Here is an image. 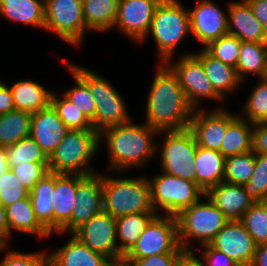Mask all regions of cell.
<instances>
[{
	"instance_id": "1",
	"label": "cell",
	"mask_w": 267,
	"mask_h": 266,
	"mask_svg": "<svg viewBox=\"0 0 267 266\" xmlns=\"http://www.w3.org/2000/svg\"><path fill=\"white\" fill-rule=\"evenodd\" d=\"M147 96L146 123L158 131L189 128L193 108L188 104L177 76L165 64H157Z\"/></svg>"
},
{
	"instance_id": "46",
	"label": "cell",
	"mask_w": 267,
	"mask_h": 266,
	"mask_svg": "<svg viewBox=\"0 0 267 266\" xmlns=\"http://www.w3.org/2000/svg\"><path fill=\"white\" fill-rule=\"evenodd\" d=\"M5 253L0 266H51L49 254L45 250L34 253L7 250Z\"/></svg>"
},
{
	"instance_id": "48",
	"label": "cell",
	"mask_w": 267,
	"mask_h": 266,
	"mask_svg": "<svg viewBox=\"0 0 267 266\" xmlns=\"http://www.w3.org/2000/svg\"><path fill=\"white\" fill-rule=\"evenodd\" d=\"M252 150L255 154L267 155V126L263 123L253 125Z\"/></svg>"
},
{
	"instance_id": "52",
	"label": "cell",
	"mask_w": 267,
	"mask_h": 266,
	"mask_svg": "<svg viewBox=\"0 0 267 266\" xmlns=\"http://www.w3.org/2000/svg\"><path fill=\"white\" fill-rule=\"evenodd\" d=\"M0 237L9 245V228L5 206L0 202Z\"/></svg>"
},
{
	"instance_id": "32",
	"label": "cell",
	"mask_w": 267,
	"mask_h": 266,
	"mask_svg": "<svg viewBox=\"0 0 267 266\" xmlns=\"http://www.w3.org/2000/svg\"><path fill=\"white\" fill-rule=\"evenodd\" d=\"M156 215V212H143L116 218L117 242H120L118 249L123 256L138 241L146 226Z\"/></svg>"
},
{
	"instance_id": "18",
	"label": "cell",
	"mask_w": 267,
	"mask_h": 266,
	"mask_svg": "<svg viewBox=\"0 0 267 266\" xmlns=\"http://www.w3.org/2000/svg\"><path fill=\"white\" fill-rule=\"evenodd\" d=\"M210 245L225 253L239 266H250L257 244L239 220H229Z\"/></svg>"
},
{
	"instance_id": "21",
	"label": "cell",
	"mask_w": 267,
	"mask_h": 266,
	"mask_svg": "<svg viewBox=\"0 0 267 266\" xmlns=\"http://www.w3.org/2000/svg\"><path fill=\"white\" fill-rule=\"evenodd\" d=\"M210 201L228 220H240L255 203L245 192L243 185L223 181L205 192Z\"/></svg>"
},
{
	"instance_id": "50",
	"label": "cell",
	"mask_w": 267,
	"mask_h": 266,
	"mask_svg": "<svg viewBox=\"0 0 267 266\" xmlns=\"http://www.w3.org/2000/svg\"><path fill=\"white\" fill-rule=\"evenodd\" d=\"M253 10L254 16L260 20L263 28L267 32V1L246 0Z\"/></svg>"
},
{
	"instance_id": "39",
	"label": "cell",
	"mask_w": 267,
	"mask_h": 266,
	"mask_svg": "<svg viewBox=\"0 0 267 266\" xmlns=\"http://www.w3.org/2000/svg\"><path fill=\"white\" fill-rule=\"evenodd\" d=\"M243 108L244 115L239 114L241 117L252 124L263 123L267 118V82L259 78Z\"/></svg>"
},
{
	"instance_id": "2",
	"label": "cell",
	"mask_w": 267,
	"mask_h": 266,
	"mask_svg": "<svg viewBox=\"0 0 267 266\" xmlns=\"http://www.w3.org/2000/svg\"><path fill=\"white\" fill-rule=\"evenodd\" d=\"M158 133L146 123L137 124L134 120L104 129L99 133V141L100 147L104 141L108 151L106 172L122 173L132 167L137 169L146 166L157 153L158 142L154 140Z\"/></svg>"
},
{
	"instance_id": "17",
	"label": "cell",
	"mask_w": 267,
	"mask_h": 266,
	"mask_svg": "<svg viewBox=\"0 0 267 266\" xmlns=\"http://www.w3.org/2000/svg\"><path fill=\"white\" fill-rule=\"evenodd\" d=\"M194 109L189 129L194 134L197 146L220 152L221 143L229 126V111L220 106L205 111Z\"/></svg>"
},
{
	"instance_id": "44",
	"label": "cell",
	"mask_w": 267,
	"mask_h": 266,
	"mask_svg": "<svg viewBox=\"0 0 267 266\" xmlns=\"http://www.w3.org/2000/svg\"><path fill=\"white\" fill-rule=\"evenodd\" d=\"M188 253H164L145 258H123L120 266H181Z\"/></svg>"
},
{
	"instance_id": "36",
	"label": "cell",
	"mask_w": 267,
	"mask_h": 266,
	"mask_svg": "<svg viewBox=\"0 0 267 266\" xmlns=\"http://www.w3.org/2000/svg\"><path fill=\"white\" fill-rule=\"evenodd\" d=\"M255 171V153L253 150L225 158L224 181L244 185L250 181Z\"/></svg>"
},
{
	"instance_id": "4",
	"label": "cell",
	"mask_w": 267,
	"mask_h": 266,
	"mask_svg": "<svg viewBox=\"0 0 267 266\" xmlns=\"http://www.w3.org/2000/svg\"><path fill=\"white\" fill-rule=\"evenodd\" d=\"M99 140L95 130H69L48 157L49 172L83 176L97 173L89 164L100 150Z\"/></svg>"
},
{
	"instance_id": "22",
	"label": "cell",
	"mask_w": 267,
	"mask_h": 266,
	"mask_svg": "<svg viewBox=\"0 0 267 266\" xmlns=\"http://www.w3.org/2000/svg\"><path fill=\"white\" fill-rule=\"evenodd\" d=\"M77 174L55 173L53 192V234L59 232L71 219L76 202Z\"/></svg>"
},
{
	"instance_id": "33",
	"label": "cell",
	"mask_w": 267,
	"mask_h": 266,
	"mask_svg": "<svg viewBox=\"0 0 267 266\" xmlns=\"http://www.w3.org/2000/svg\"><path fill=\"white\" fill-rule=\"evenodd\" d=\"M267 60V42H243L241 41L236 72L241 82L245 81V75L262 77Z\"/></svg>"
},
{
	"instance_id": "37",
	"label": "cell",
	"mask_w": 267,
	"mask_h": 266,
	"mask_svg": "<svg viewBox=\"0 0 267 266\" xmlns=\"http://www.w3.org/2000/svg\"><path fill=\"white\" fill-rule=\"evenodd\" d=\"M6 154L9 169L17 167L24 162L48 163V156L31 136L6 147Z\"/></svg>"
},
{
	"instance_id": "35",
	"label": "cell",
	"mask_w": 267,
	"mask_h": 266,
	"mask_svg": "<svg viewBox=\"0 0 267 266\" xmlns=\"http://www.w3.org/2000/svg\"><path fill=\"white\" fill-rule=\"evenodd\" d=\"M51 105L69 130H94L87 116L62 93L57 94L53 91Z\"/></svg>"
},
{
	"instance_id": "23",
	"label": "cell",
	"mask_w": 267,
	"mask_h": 266,
	"mask_svg": "<svg viewBox=\"0 0 267 266\" xmlns=\"http://www.w3.org/2000/svg\"><path fill=\"white\" fill-rule=\"evenodd\" d=\"M70 235L71 239L65 245L49 253L51 266H115L107 257Z\"/></svg>"
},
{
	"instance_id": "55",
	"label": "cell",
	"mask_w": 267,
	"mask_h": 266,
	"mask_svg": "<svg viewBox=\"0 0 267 266\" xmlns=\"http://www.w3.org/2000/svg\"><path fill=\"white\" fill-rule=\"evenodd\" d=\"M8 246H10V244L8 245L1 237H0V252L1 251H5L7 250Z\"/></svg>"
},
{
	"instance_id": "47",
	"label": "cell",
	"mask_w": 267,
	"mask_h": 266,
	"mask_svg": "<svg viewBox=\"0 0 267 266\" xmlns=\"http://www.w3.org/2000/svg\"><path fill=\"white\" fill-rule=\"evenodd\" d=\"M198 250H200V252H202L201 256L195 254V251H194L190 255V257L199 266H239L229 256H227L225 253L213 248L210 244L202 245L198 248Z\"/></svg>"
},
{
	"instance_id": "13",
	"label": "cell",
	"mask_w": 267,
	"mask_h": 266,
	"mask_svg": "<svg viewBox=\"0 0 267 266\" xmlns=\"http://www.w3.org/2000/svg\"><path fill=\"white\" fill-rule=\"evenodd\" d=\"M72 235L92 251L107 257L120 266L123 255L119 252L116 235V218L102 211L77 228Z\"/></svg>"
},
{
	"instance_id": "25",
	"label": "cell",
	"mask_w": 267,
	"mask_h": 266,
	"mask_svg": "<svg viewBox=\"0 0 267 266\" xmlns=\"http://www.w3.org/2000/svg\"><path fill=\"white\" fill-rule=\"evenodd\" d=\"M6 216L9 228V239L12 232L36 235L39 239L52 236L36 219L30 197L16 201L6 206Z\"/></svg>"
},
{
	"instance_id": "14",
	"label": "cell",
	"mask_w": 267,
	"mask_h": 266,
	"mask_svg": "<svg viewBox=\"0 0 267 266\" xmlns=\"http://www.w3.org/2000/svg\"><path fill=\"white\" fill-rule=\"evenodd\" d=\"M103 211V173L77 174L76 202L70 221L57 234H72Z\"/></svg>"
},
{
	"instance_id": "56",
	"label": "cell",
	"mask_w": 267,
	"mask_h": 266,
	"mask_svg": "<svg viewBox=\"0 0 267 266\" xmlns=\"http://www.w3.org/2000/svg\"><path fill=\"white\" fill-rule=\"evenodd\" d=\"M261 79L263 81L267 82V60H266L265 69H264V72H263Z\"/></svg>"
},
{
	"instance_id": "49",
	"label": "cell",
	"mask_w": 267,
	"mask_h": 266,
	"mask_svg": "<svg viewBox=\"0 0 267 266\" xmlns=\"http://www.w3.org/2000/svg\"><path fill=\"white\" fill-rule=\"evenodd\" d=\"M11 89L2 80L0 81V116L14 110Z\"/></svg>"
},
{
	"instance_id": "43",
	"label": "cell",
	"mask_w": 267,
	"mask_h": 266,
	"mask_svg": "<svg viewBox=\"0 0 267 266\" xmlns=\"http://www.w3.org/2000/svg\"><path fill=\"white\" fill-rule=\"evenodd\" d=\"M29 193L15 177L11 169L0 176V202L5 207L16 201L28 198Z\"/></svg>"
},
{
	"instance_id": "11",
	"label": "cell",
	"mask_w": 267,
	"mask_h": 266,
	"mask_svg": "<svg viewBox=\"0 0 267 266\" xmlns=\"http://www.w3.org/2000/svg\"><path fill=\"white\" fill-rule=\"evenodd\" d=\"M45 27L72 46L84 40L86 25L82 0H45Z\"/></svg>"
},
{
	"instance_id": "45",
	"label": "cell",
	"mask_w": 267,
	"mask_h": 266,
	"mask_svg": "<svg viewBox=\"0 0 267 266\" xmlns=\"http://www.w3.org/2000/svg\"><path fill=\"white\" fill-rule=\"evenodd\" d=\"M15 177L29 192L34 185L49 173L48 163L24 162L11 168Z\"/></svg>"
},
{
	"instance_id": "42",
	"label": "cell",
	"mask_w": 267,
	"mask_h": 266,
	"mask_svg": "<svg viewBox=\"0 0 267 266\" xmlns=\"http://www.w3.org/2000/svg\"><path fill=\"white\" fill-rule=\"evenodd\" d=\"M243 187L255 202L267 201V155L255 154V171Z\"/></svg>"
},
{
	"instance_id": "31",
	"label": "cell",
	"mask_w": 267,
	"mask_h": 266,
	"mask_svg": "<svg viewBox=\"0 0 267 266\" xmlns=\"http://www.w3.org/2000/svg\"><path fill=\"white\" fill-rule=\"evenodd\" d=\"M119 0H82L86 29L104 33L113 29Z\"/></svg>"
},
{
	"instance_id": "24",
	"label": "cell",
	"mask_w": 267,
	"mask_h": 266,
	"mask_svg": "<svg viewBox=\"0 0 267 266\" xmlns=\"http://www.w3.org/2000/svg\"><path fill=\"white\" fill-rule=\"evenodd\" d=\"M198 51L193 54L202 62L206 76L216 93L225 100L228 92H234L242 84L237 76L236 68L215 59L203 48Z\"/></svg>"
},
{
	"instance_id": "3",
	"label": "cell",
	"mask_w": 267,
	"mask_h": 266,
	"mask_svg": "<svg viewBox=\"0 0 267 266\" xmlns=\"http://www.w3.org/2000/svg\"><path fill=\"white\" fill-rule=\"evenodd\" d=\"M68 65L87 85L95 101V116L91 121L96 132L126 124L132 120L121 94L103 76L89 68L80 67L67 59L61 60Z\"/></svg>"
},
{
	"instance_id": "41",
	"label": "cell",
	"mask_w": 267,
	"mask_h": 266,
	"mask_svg": "<svg viewBox=\"0 0 267 266\" xmlns=\"http://www.w3.org/2000/svg\"><path fill=\"white\" fill-rule=\"evenodd\" d=\"M240 46L241 41L236 36L226 34L212 41L204 49L215 59L236 68Z\"/></svg>"
},
{
	"instance_id": "20",
	"label": "cell",
	"mask_w": 267,
	"mask_h": 266,
	"mask_svg": "<svg viewBox=\"0 0 267 266\" xmlns=\"http://www.w3.org/2000/svg\"><path fill=\"white\" fill-rule=\"evenodd\" d=\"M228 12V34L243 42H267V32L246 0L230 1Z\"/></svg>"
},
{
	"instance_id": "15",
	"label": "cell",
	"mask_w": 267,
	"mask_h": 266,
	"mask_svg": "<svg viewBox=\"0 0 267 266\" xmlns=\"http://www.w3.org/2000/svg\"><path fill=\"white\" fill-rule=\"evenodd\" d=\"M191 34L203 45L228 34V12L212 0H199L194 9H189Z\"/></svg>"
},
{
	"instance_id": "54",
	"label": "cell",
	"mask_w": 267,
	"mask_h": 266,
	"mask_svg": "<svg viewBox=\"0 0 267 266\" xmlns=\"http://www.w3.org/2000/svg\"><path fill=\"white\" fill-rule=\"evenodd\" d=\"M181 266H199L190 256Z\"/></svg>"
},
{
	"instance_id": "5",
	"label": "cell",
	"mask_w": 267,
	"mask_h": 266,
	"mask_svg": "<svg viewBox=\"0 0 267 266\" xmlns=\"http://www.w3.org/2000/svg\"><path fill=\"white\" fill-rule=\"evenodd\" d=\"M191 34L190 15L181 0H161L157 5L150 30L158 50L159 63L173 59L180 42Z\"/></svg>"
},
{
	"instance_id": "6",
	"label": "cell",
	"mask_w": 267,
	"mask_h": 266,
	"mask_svg": "<svg viewBox=\"0 0 267 266\" xmlns=\"http://www.w3.org/2000/svg\"><path fill=\"white\" fill-rule=\"evenodd\" d=\"M103 211L114 218L155 212L151 204L150 183L143 175L136 178H114L103 174Z\"/></svg>"
},
{
	"instance_id": "12",
	"label": "cell",
	"mask_w": 267,
	"mask_h": 266,
	"mask_svg": "<svg viewBox=\"0 0 267 266\" xmlns=\"http://www.w3.org/2000/svg\"><path fill=\"white\" fill-rule=\"evenodd\" d=\"M171 62L168 59L165 64L177 76L185 98L193 109L203 108L200 102L205 99L223 101L206 76L202 62L193 53H183V56L181 54L179 59Z\"/></svg>"
},
{
	"instance_id": "29",
	"label": "cell",
	"mask_w": 267,
	"mask_h": 266,
	"mask_svg": "<svg viewBox=\"0 0 267 266\" xmlns=\"http://www.w3.org/2000/svg\"><path fill=\"white\" fill-rule=\"evenodd\" d=\"M45 0H0V14L10 21L44 30Z\"/></svg>"
},
{
	"instance_id": "16",
	"label": "cell",
	"mask_w": 267,
	"mask_h": 266,
	"mask_svg": "<svg viewBox=\"0 0 267 266\" xmlns=\"http://www.w3.org/2000/svg\"><path fill=\"white\" fill-rule=\"evenodd\" d=\"M160 2L161 0H119L113 28L116 27L135 42L144 43Z\"/></svg>"
},
{
	"instance_id": "30",
	"label": "cell",
	"mask_w": 267,
	"mask_h": 266,
	"mask_svg": "<svg viewBox=\"0 0 267 266\" xmlns=\"http://www.w3.org/2000/svg\"><path fill=\"white\" fill-rule=\"evenodd\" d=\"M55 173L49 172L39 180L29 193L33 211L39 223L53 235V204Z\"/></svg>"
},
{
	"instance_id": "19",
	"label": "cell",
	"mask_w": 267,
	"mask_h": 266,
	"mask_svg": "<svg viewBox=\"0 0 267 266\" xmlns=\"http://www.w3.org/2000/svg\"><path fill=\"white\" fill-rule=\"evenodd\" d=\"M69 131L50 104L32 113L30 136L49 157Z\"/></svg>"
},
{
	"instance_id": "26",
	"label": "cell",
	"mask_w": 267,
	"mask_h": 266,
	"mask_svg": "<svg viewBox=\"0 0 267 266\" xmlns=\"http://www.w3.org/2000/svg\"><path fill=\"white\" fill-rule=\"evenodd\" d=\"M10 89L16 110L35 113L51 104L53 90L45 88L37 81L19 80Z\"/></svg>"
},
{
	"instance_id": "57",
	"label": "cell",
	"mask_w": 267,
	"mask_h": 266,
	"mask_svg": "<svg viewBox=\"0 0 267 266\" xmlns=\"http://www.w3.org/2000/svg\"><path fill=\"white\" fill-rule=\"evenodd\" d=\"M263 124L267 126V118L263 121Z\"/></svg>"
},
{
	"instance_id": "9",
	"label": "cell",
	"mask_w": 267,
	"mask_h": 266,
	"mask_svg": "<svg viewBox=\"0 0 267 266\" xmlns=\"http://www.w3.org/2000/svg\"><path fill=\"white\" fill-rule=\"evenodd\" d=\"M159 135H163V141L161 146L157 144L156 152H160L162 171L196 183L195 158L198 146L192 131L189 128L159 131Z\"/></svg>"
},
{
	"instance_id": "38",
	"label": "cell",
	"mask_w": 267,
	"mask_h": 266,
	"mask_svg": "<svg viewBox=\"0 0 267 266\" xmlns=\"http://www.w3.org/2000/svg\"><path fill=\"white\" fill-rule=\"evenodd\" d=\"M239 221L257 245L267 243V201L255 202Z\"/></svg>"
},
{
	"instance_id": "40",
	"label": "cell",
	"mask_w": 267,
	"mask_h": 266,
	"mask_svg": "<svg viewBox=\"0 0 267 266\" xmlns=\"http://www.w3.org/2000/svg\"><path fill=\"white\" fill-rule=\"evenodd\" d=\"M65 66L73 76L75 85L61 93L92 121L96 107L93 95L90 93L88 85L68 65L65 64Z\"/></svg>"
},
{
	"instance_id": "51",
	"label": "cell",
	"mask_w": 267,
	"mask_h": 266,
	"mask_svg": "<svg viewBox=\"0 0 267 266\" xmlns=\"http://www.w3.org/2000/svg\"><path fill=\"white\" fill-rule=\"evenodd\" d=\"M250 266H267V243L258 244Z\"/></svg>"
},
{
	"instance_id": "10",
	"label": "cell",
	"mask_w": 267,
	"mask_h": 266,
	"mask_svg": "<svg viewBox=\"0 0 267 266\" xmlns=\"http://www.w3.org/2000/svg\"><path fill=\"white\" fill-rule=\"evenodd\" d=\"M164 253H187L179 244L176 216L157 214L123 258H145Z\"/></svg>"
},
{
	"instance_id": "53",
	"label": "cell",
	"mask_w": 267,
	"mask_h": 266,
	"mask_svg": "<svg viewBox=\"0 0 267 266\" xmlns=\"http://www.w3.org/2000/svg\"><path fill=\"white\" fill-rule=\"evenodd\" d=\"M9 170L6 147L0 145V176Z\"/></svg>"
},
{
	"instance_id": "8",
	"label": "cell",
	"mask_w": 267,
	"mask_h": 266,
	"mask_svg": "<svg viewBox=\"0 0 267 266\" xmlns=\"http://www.w3.org/2000/svg\"><path fill=\"white\" fill-rule=\"evenodd\" d=\"M153 177V178H152ZM149 177L151 204L153 210L165 215L177 216L205 196L204 190L195 182L185 180L162 171Z\"/></svg>"
},
{
	"instance_id": "34",
	"label": "cell",
	"mask_w": 267,
	"mask_h": 266,
	"mask_svg": "<svg viewBox=\"0 0 267 266\" xmlns=\"http://www.w3.org/2000/svg\"><path fill=\"white\" fill-rule=\"evenodd\" d=\"M32 113L11 110L0 116V145L9 147L19 140L29 137Z\"/></svg>"
},
{
	"instance_id": "7",
	"label": "cell",
	"mask_w": 267,
	"mask_h": 266,
	"mask_svg": "<svg viewBox=\"0 0 267 266\" xmlns=\"http://www.w3.org/2000/svg\"><path fill=\"white\" fill-rule=\"evenodd\" d=\"M204 198L205 201L200 199L176 216L179 244L189 255L194 252L190 243L196 240L200 246L210 244L229 221L207 196Z\"/></svg>"
},
{
	"instance_id": "27",
	"label": "cell",
	"mask_w": 267,
	"mask_h": 266,
	"mask_svg": "<svg viewBox=\"0 0 267 266\" xmlns=\"http://www.w3.org/2000/svg\"><path fill=\"white\" fill-rule=\"evenodd\" d=\"M253 125L239 114L229 112V126L221 143L220 153L227 158L251 151Z\"/></svg>"
},
{
	"instance_id": "28",
	"label": "cell",
	"mask_w": 267,
	"mask_h": 266,
	"mask_svg": "<svg viewBox=\"0 0 267 266\" xmlns=\"http://www.w3.org/2000/svg\"><path fill=\"white\" fill-rule=\"evenodd\" d=\"M196 183L206 192L224 181L225 157L218 151L197 147Z\"/></svg>"
}]
</instances>
